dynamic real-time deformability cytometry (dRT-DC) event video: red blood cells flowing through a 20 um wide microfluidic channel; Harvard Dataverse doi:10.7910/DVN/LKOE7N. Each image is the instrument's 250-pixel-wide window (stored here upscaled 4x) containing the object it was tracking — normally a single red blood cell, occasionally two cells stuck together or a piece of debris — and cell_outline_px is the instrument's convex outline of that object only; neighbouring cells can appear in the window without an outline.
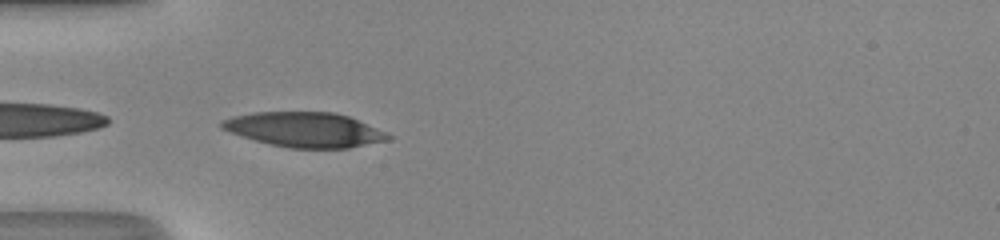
{"species": "human", "species_latin": "Homo sapiens", "temperature_condition": "room temperature", "stored_images_in_passage": 34, "camera_frame_rate_fps": 3000, "um_per_image_px": 0.085, "donor": {"sex": "male"}, "frame": {"image": 1, "passage_image": 1, "time_ms": 0.0, "image_size_px": [1000, 240], "cell_outline_px": [[392, 136], [388, 140], [348, 148], [288, 148], [256, 140], [220, 128], [220, 120], [232, 116], [252, 112], [336, 112], [348, 116], [384, 132]], "centroid_in_image_um": [25.86, 11.01], "position_along_channel_um": 59.1, "area_um2": 33.35}}
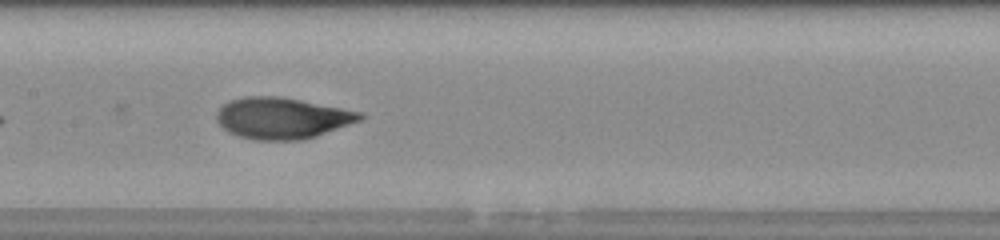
{"frame": {"image": 2, "passage_image": 10, "time_ms": 3.0, "image_size_px": [1000, 240], "cell_outline_px": [[364, 116], [360, 120], [316, 136], [304, 140], [256, 140], [240, 136], [228, 132], [216, 120], [216, 112], [228, 100], [244, 96], [276, 96], [300, 100], [364, 112]], "centroid_in_image_um": [23.96, 10.03], "position_along_channel_um": 183.4, "area_um2": 34.39}}
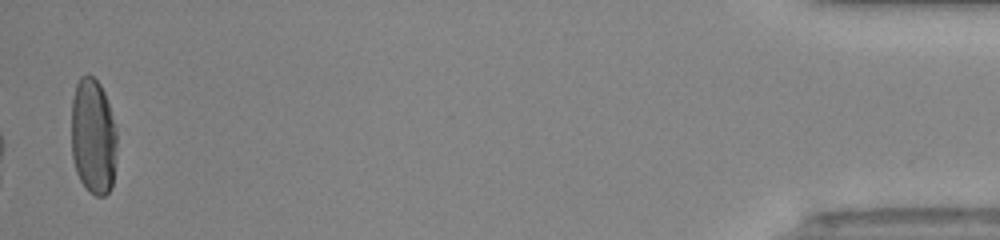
{"frame": {"image": 3, "passage_image": 33, "time_ms": 10.667, "image_size_px": [1000, 240], "cell_outline_px": [[116, 144], [112, 188], [104, 196], [96, 196], [88, 192], [80, 180], [76, 172], [72, 156], [72, 100], [76, 84], [80, 76], [88, 72], [100, 84], [104, 92], [116, 128]], "centroid_in_image_um": [7.91, 11.6], "position_along_channel_um": 427.3, "area_um2": 30.92}, "authors_computed_cell_mechanics": {"area_um2": 33.6107, "velocity_mm_per_s": 4.3395, "shape_relaxation_time_tau1_ms": 5.728, "shape_relaxation_time_tau2_ms": 0.6412, "deformation_change_tau1": 0.2345, "deformation_change_tau2": 0.0598}}